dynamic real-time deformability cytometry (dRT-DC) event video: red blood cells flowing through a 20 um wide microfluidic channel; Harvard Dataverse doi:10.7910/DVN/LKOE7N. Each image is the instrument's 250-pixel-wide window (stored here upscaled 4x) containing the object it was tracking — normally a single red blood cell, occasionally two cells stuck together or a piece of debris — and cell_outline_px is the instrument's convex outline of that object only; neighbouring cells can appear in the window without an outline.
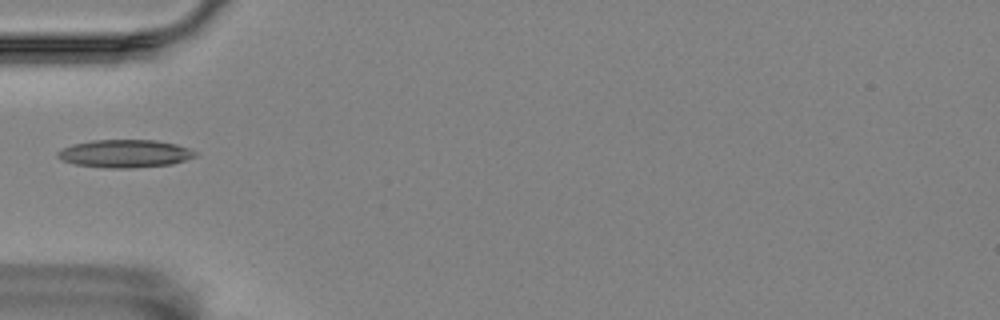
{"species": "Egyptian fruit bat (a non-hibernating species)", "species_latin": "Rousettus aegyptiacus", "temperature_condition": "room temperature", "stored_images_in_passage": 32, "camera_frame_rate_fps": 3000, "um_per_image_px": 0.085, "animal": {"sex": "female"}, "frame": {"image": 1, "passage_image": 1, "time_ms": 0.0, "image_size_px": [1000, 320], "cell_outline_px": [[196, 156], [172, 164], [132, 168], [108, 168], [76, 164], [64, 160], [56, 156], [56, 152], [72, 144], [92, 140], [156, 140], [176, 144], [188, 148], [196, 152]], "centroid_in_image_um": [10.62, 13.05], "position_along_channel_um": 74.4, "area_um2": 22.2}}
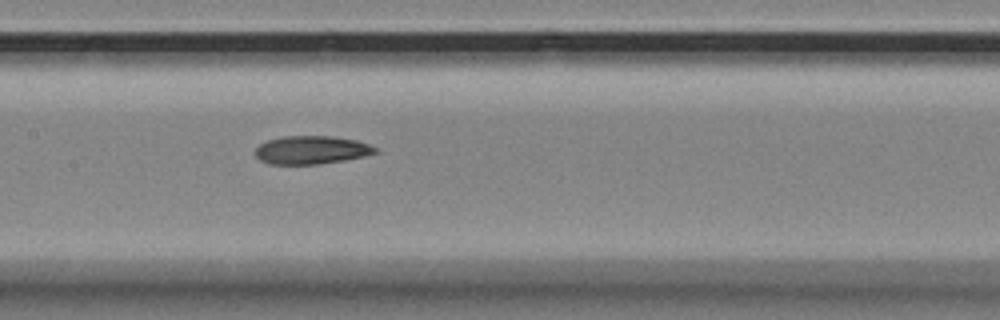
{"frame": {"image": 2, "passage_image": 10, "time_ms": 3.0, "image_size_px": [1000, 320], "cell_outline_px": [[380, 152], [364, 156], [344, 160], [320, 164], [268, 164], [260, 160], [256, 156], [256, 148], [260, 144], [268, 140], [284, 136], [332, 136], [356, 140], [380, 148]], "centroid_in_image_um": [26.51, 12.75], "position_along_channel_um": 180.9, "area_um2": 19.83}}
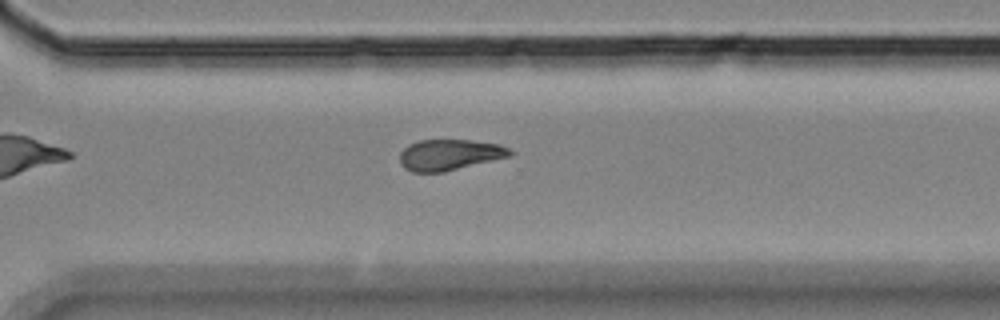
{"frame": {"image": 3, "passage_image": 23, "time_ms": 7.333, "image_size_px": [1000, 320], "cell_outline_px": [[516, 152], [512, 156], [444, 172], [412, 172], [404, 168], [400, 164], [400, 152], [408, 144], [420, 140], [472, 140], [500, 144]], "centroid_in_image_um": [38.24, 13.16], "position_along_channel_um": 332.4, "area_um2": 20.11}}